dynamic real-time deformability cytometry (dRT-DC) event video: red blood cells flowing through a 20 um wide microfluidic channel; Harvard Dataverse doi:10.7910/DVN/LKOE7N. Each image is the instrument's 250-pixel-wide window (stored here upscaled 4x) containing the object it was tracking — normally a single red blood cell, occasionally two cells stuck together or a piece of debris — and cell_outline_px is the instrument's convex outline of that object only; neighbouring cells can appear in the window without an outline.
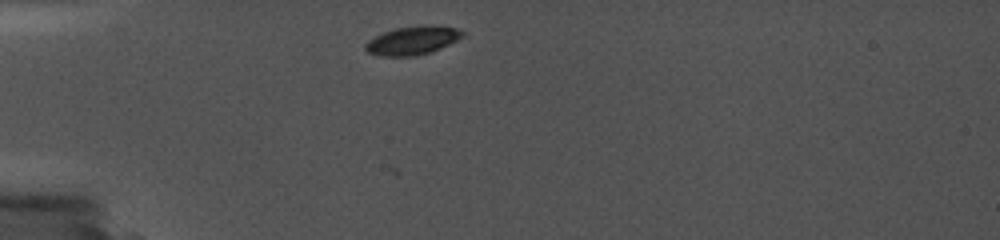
{"species": "common noctule bat (a hibernating species)", "species_latin": "Nyctalus noctula", "temperature_condition": "cold", "stored_images_in_passage": 3, "camera_frame_rate_fps": 5000, "um_per_image_px": 0.085, "animal": {"sex": "female", "body_mass_g": 19.0, "forearm_length_mm": 56.7}, "frame": {"image": 1, "passage_image": 1, "time_ms": 0.0, "image_size_px": [1000, 240], "cell_outline_px": [[464, 36], [440, 48], [428, 52], [412, 56], [384, 56], [368, 52], [364, 48], [364, 44], [368, 40], [384, 32], [396, 28], [424, 24], [428, 24], [456, 28], [464, 32]], "centroid_in_image_um": [35.05, 3.42], "position_along_channel_um": 49.9, "area_um2": 15.95}}